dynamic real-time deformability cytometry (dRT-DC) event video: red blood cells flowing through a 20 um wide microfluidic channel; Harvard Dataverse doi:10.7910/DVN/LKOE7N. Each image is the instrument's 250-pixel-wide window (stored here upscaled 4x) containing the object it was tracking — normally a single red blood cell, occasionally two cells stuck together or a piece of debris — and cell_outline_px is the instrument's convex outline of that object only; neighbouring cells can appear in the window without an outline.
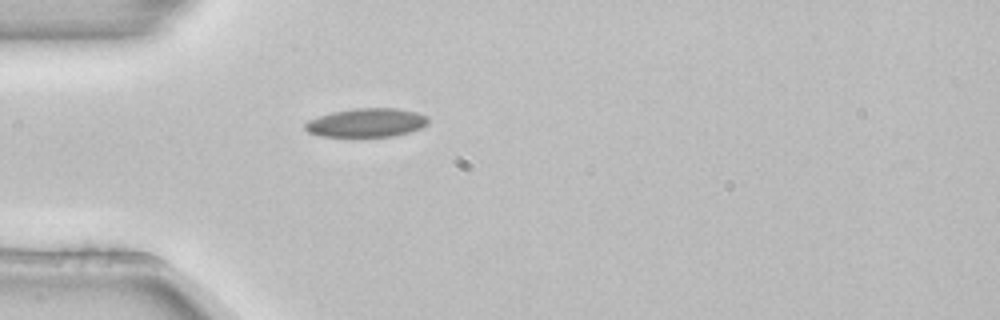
{"species": "common noctule bat (a hibernating species)", "species_latin": "Nyctalus noctula", "temperature_condition": "room temperature", "stored_images_in_passage": 1, "camera_frame_rate_fps": 3000, "um_per_image_px": 0.085, "animal": {"sex": "female", "body_mass_g": 22.7, "forearm_length_mm": 54.2}, "frame": {"image": 1, "passage_image": 1, "time_ms": 0.0, "image_size_px": [1000, 320], "cell_outline_px": [[428, 124], [420, 128], [408, 132], [392, 136], [320, 136], [308, 132], [304, 128], [304, 124], [308, 120], [332, 112], [356, 108], [396, 108], [416, 112], [428, 116]], "centroid_in_image_um": [31.15, 10.42], "position_along_channel_um": 53.8, "area_um2": 20.46}}